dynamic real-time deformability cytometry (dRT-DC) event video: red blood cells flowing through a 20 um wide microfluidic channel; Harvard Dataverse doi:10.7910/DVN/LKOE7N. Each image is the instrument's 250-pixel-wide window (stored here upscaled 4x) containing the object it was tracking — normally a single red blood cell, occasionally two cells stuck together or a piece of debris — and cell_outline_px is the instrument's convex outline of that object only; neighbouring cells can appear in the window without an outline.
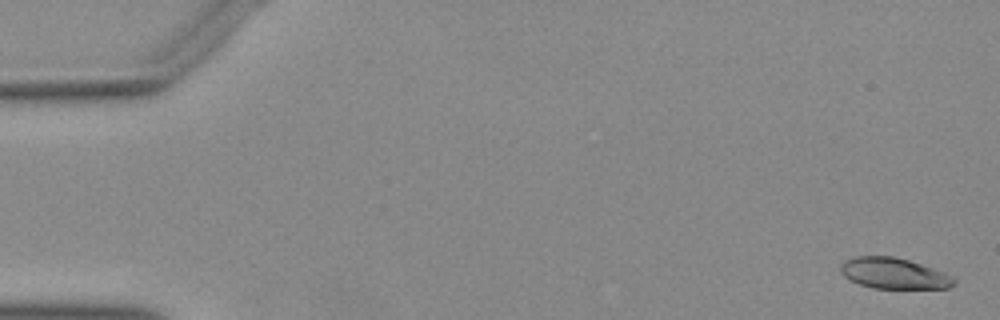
{"species": "Egyptian fruit bat (a non-hibernating species)", "species_latin": "Rousettus aegyptiacus", "temperature_condition": "warm", "stored_images_in_passage": 49, "camera_frame_rate_fps": 3000, "um_per_image_px": 0.085, "animal": {"sex": "female"}, "frame": {"image": 1, "passage_image": 2, "time_ms": 0.333, "image_size_px": [1000, 320], "cell_outline_px": [[956, 284], [948, 288], [872, 288], [848, 280], [840, 272], [840, 264], [844, 260], [856, 256], [892, 256], [908, 260], [944, 272], [952, 276], [956, 280]], "centroid_in_image_um": [75.95, 23.24], "position_along_channel_um": 9.1, "area_um2": 20.46}}
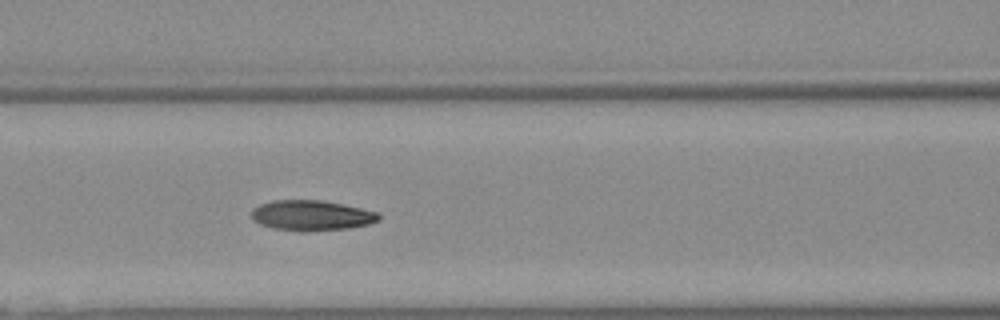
{"frame": {"image": 2, "passage_image": 23, "time_ms": 7.333, "image_size_px": [1000, 320], "cell_outline_px": [[380, 220], [368, 224], [348, 228], [272, 228], [260, 224], [252, 220], [252, 208], [260, 204], [272, 200], [320, 200], [344, 204], [380, 212]], "centroid_in_image_um": [26.5, 18.25], "position_along_channel_um": 140.1, "area_um2": 21.62}}
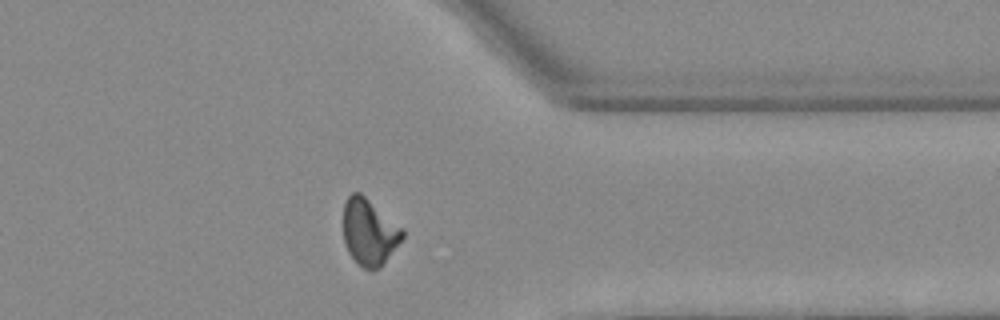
{"frame": {"image": 3, "passage_image": 42, "time_ms": 13.667, "image_size_px": [1000, 320], "cell_outline_px": [[404, 236], [380, 268], [364, 268], [348, 252], [344, 240], [344, 204], [348, 196], [352, 192], [360, 192], [404, 228]], "centroid_in_image_um": [31.4, 19.68], "position_along_channel_um": 380.0, "area_um2": 22.6}}